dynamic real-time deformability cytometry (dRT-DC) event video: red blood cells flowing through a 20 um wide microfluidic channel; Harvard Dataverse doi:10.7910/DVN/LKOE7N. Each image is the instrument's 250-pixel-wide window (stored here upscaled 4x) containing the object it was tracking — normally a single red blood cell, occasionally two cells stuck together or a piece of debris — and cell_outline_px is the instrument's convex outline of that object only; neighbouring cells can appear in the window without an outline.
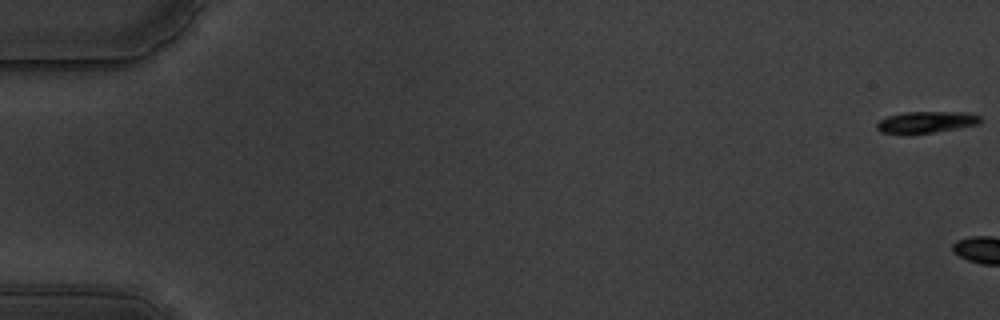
{"species": "common noctule bat (a hibernating species)", "species_latin": "Nyctalus noctula", "temperature_condition": "warm", "stored_images_in_passage": 5, "camera_frame_rate_fps": 3000, "um_per_image_px": 0.085, "animal": {"sex": "male", "body_mass_g": 19.5, "forearm_length_mm": 54.6}, "frame": {"image": 1, "passage_image": 1, "time_ms": 0.0, "image_size_px": [1000, 320], "cell_outline_px": [[980, 124], [908, 136], [880, 132], [876, 128], [876, 124], [880, 120], [888, 116], [904, 112], [968, 112], [980, 116]], "centroid_in_image_um": [78.67, 10.4], "position_along_channel_um": 6.3, "area_um2": 13.29}}